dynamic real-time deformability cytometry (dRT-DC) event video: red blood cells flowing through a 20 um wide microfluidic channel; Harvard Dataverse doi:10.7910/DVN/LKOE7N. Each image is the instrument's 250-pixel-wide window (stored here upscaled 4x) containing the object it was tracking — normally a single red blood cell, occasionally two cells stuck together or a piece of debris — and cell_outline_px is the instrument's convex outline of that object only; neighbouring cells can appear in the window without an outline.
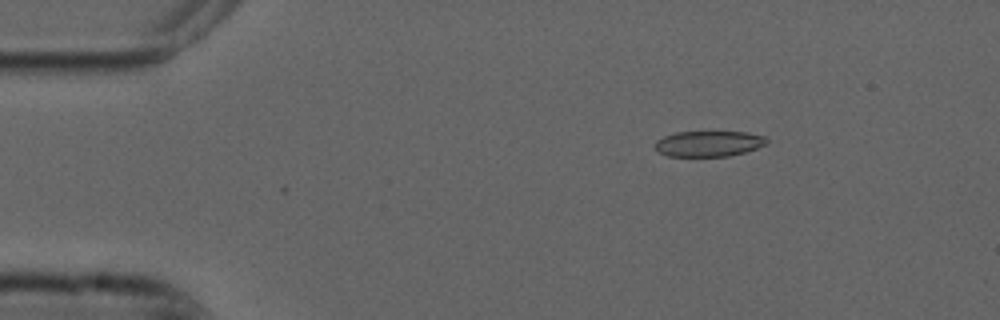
{"species": "common noctule bat (a hibernating species)", "species_latin": "Nyctalus noctula", "temperature_condition": "cold", "stored_images_in_passage": 47, "camera_frame_rate_fps": 3000, "um_per_image_px": 0.085, "animal": {"sex": "male", "forearm_length_mm": 52.5}, "frame": {"image": 1, "passage_image": 1, "time_ms": 0.0, "image_size_px": [1000, 320], "cell_outline_px": [[768, 144], [744, 152], [728, 156], [668, 156], [660, 152], [656, 148], [656, 140], [664, 136], [676, 132], [748, 132], [764, 136], [768, 140]], "centroid_in_image_um": [60.27, 12.2], "position_along_channel_um": 24.7, "area_um2": 16.59}}
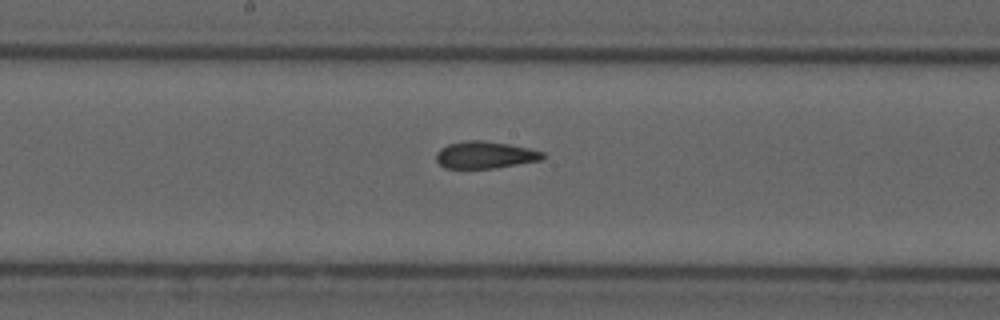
{"frame": {"image": 2, "passage_image": 21, "time_ms": 6.667, "image_size_px": [1000, 320], "cell_outline_px": [[548, 156], [544, 160], [492, 168], [444, 168], [436, 160], [436, 152], [440, 148], [448, 144], [464, 140], [484, 140], [508, 144], [528, 148], [544, 152]], "centroid_in_image_um": [41.25, 13.16], "position_along_channel_um": 206.9, "area_um2": 16.99}}
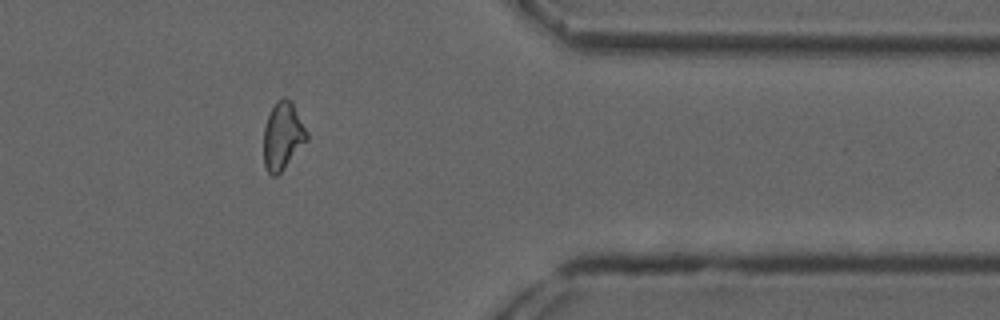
{"frame": {"image": 3, "passage_image": 37, "time_ms": 12.0, "image_size_px": [1000, 320], "cell_outline_px": [[308, 140], [280, 172], [276, 176], [272, 176], [268, 172], [264, 164], [264, 128], [268, 116], [276, 100], [284, 96], [292, 100], [308, 132]], "centroid_in_image_um": [24.05, 11.52], "position_along_channel_um": 387.4, "area_um2": 17.05}, "authors_computed_cell_mechanics": {"area_um2": 17.3978, "velocity_mm_per_s": 3.7387, "shape_relaxation_time_tau1_ms": null, "shape_relaxation_time_tau2_ms": 2.4503, "deformation_change_tau1": null, "deformation_change_tau2": 0.0945}}